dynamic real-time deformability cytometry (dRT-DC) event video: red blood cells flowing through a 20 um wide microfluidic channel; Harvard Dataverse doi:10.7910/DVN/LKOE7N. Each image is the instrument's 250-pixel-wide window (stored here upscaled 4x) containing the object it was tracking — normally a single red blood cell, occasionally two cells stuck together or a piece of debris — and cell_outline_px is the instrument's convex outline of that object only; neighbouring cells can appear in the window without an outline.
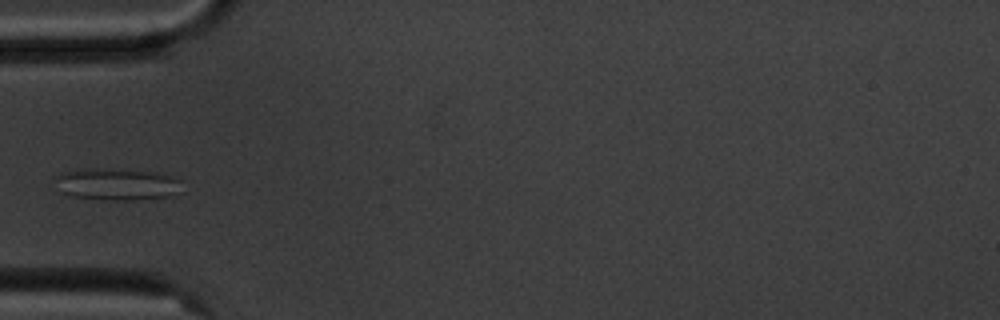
{"species": "common noctule bat (a hibernating species)", "species_latin": "Nyctalus noctula", "temperature_condition": "cold", "stored_images_in_passage": 5, "camera_frame_rate_fps": 3000, "um_per_image_px": 0.085, "animal": {"sex": "male", "body_mass_g": 20.1, "forearm_length_mm": 53.5}, "frame": {"image": 1, "passage_image": 5, "time_ms": 4.667, "image_size_px": [1000, 320], "cell_outline_px": [[184, 192], [172, 196], [132, 200], [108, 200], [72, 196], [60, 192], [52, 176], [60, 172], [80, 168], [96, 168], [156, 172], [172, 176], [180, 180]], "centroid_in_image_um": [9.92, 15.65], "position_along_channel_um": 75.1, "area_um2": 24.16}}